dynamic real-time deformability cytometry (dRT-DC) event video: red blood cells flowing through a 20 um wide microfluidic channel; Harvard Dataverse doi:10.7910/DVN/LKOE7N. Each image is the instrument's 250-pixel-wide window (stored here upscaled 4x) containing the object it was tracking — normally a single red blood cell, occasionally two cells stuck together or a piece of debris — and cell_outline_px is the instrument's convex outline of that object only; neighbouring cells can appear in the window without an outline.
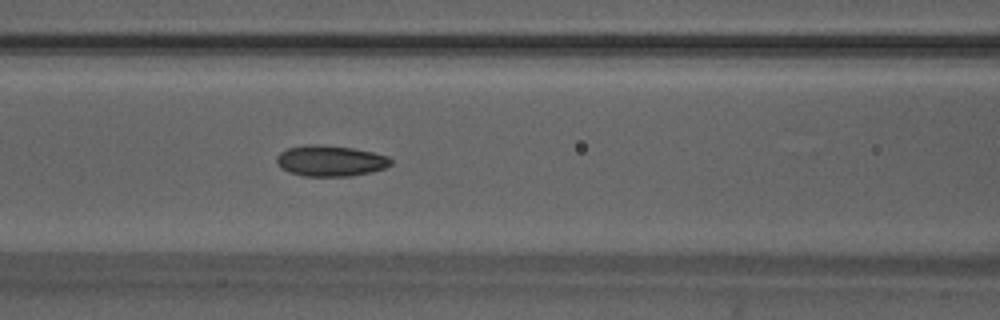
{"species": "Egyptian fruit bat (a non-hibernating species)", "species_latin": "Rousettus aegyptiacus", "temperature_condition": "warm", "stored_images_in_passage": 52, "camera_frame_rate_fps": 3000, "um_per_image_px": 0.085, "animal": {"sex": "male"}, "frame": {"image": 1, "passage_image": 22, "time_ms": 7.0, "image_size_px": [1000, 320], "cell_outline_px": [[392, 164], [384, 168], [372, 172], [352, 176], [304, 176], [288, 172], [280, 168], [276, 160], [276, 156], [280, 152], [288, 148], [304, 144], [316, 144], [352, 148], [372, 152], [388, 156], [392, 160]], "centroid_in_image_um": [28.07, 13.67], "position_along_channel_um": 138.5, "area_um2": 20.69}}
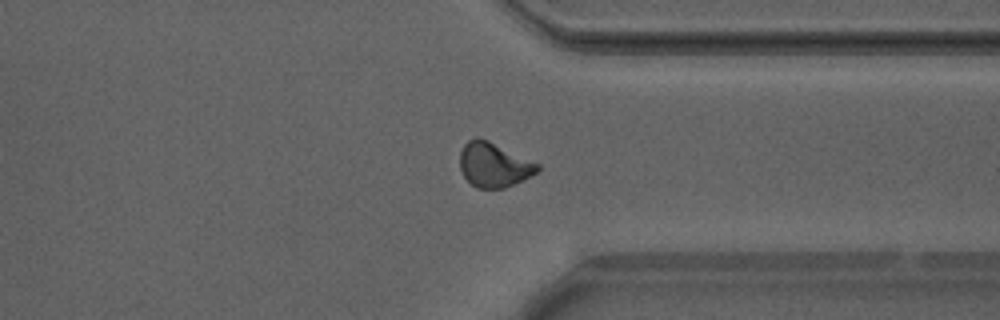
{"frame": {"image": 2, "passage_image": 40, "time_ms": 13.0, "image_size_px": [1000, 320], "cell_outline_px": [[540, 168], [536, 172], [504, 188], [476, 188], [464, 176], [460, 168], [460, 152], [464, 144], [468, 140], [476, 136], [488, 140], [540, 164]], "centroid_in_image_um": [41.94, 13.99], "position_along_channel_um": 369.5, "area_um2": 19.88}}
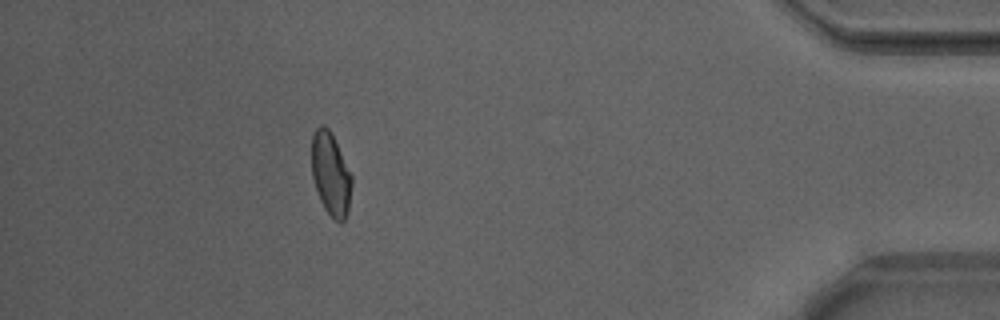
{"frame": {"image": 3, "passage_image": 47, "time_ms": 15.333, "image_size_px": [1000, 320], "cell_outline_px": [[352, 184], [348, 208], [344, 220], [340, 224], [324, 208], [320, 200], [312, 176], [312, 136], [316, 128], [320, 124], [324, 124], [328, 128], [352, 176]], "centroid_in_image_um": [28.1, 14.79], "position_along_channel_um": 407.1, "area_um2": 18.96}, "authors_computed_cell_mechanics": {"area_um2": 20.0277, "velocity_mm_per_s": 3.877, "shape_relaxation_time_tau1_ms": 3.933, "shape_relaxation_time_tau2_ms": 1.5082, "deformation_change_tau1": 0.1234, "deformation_change_tau2": 0.062}}